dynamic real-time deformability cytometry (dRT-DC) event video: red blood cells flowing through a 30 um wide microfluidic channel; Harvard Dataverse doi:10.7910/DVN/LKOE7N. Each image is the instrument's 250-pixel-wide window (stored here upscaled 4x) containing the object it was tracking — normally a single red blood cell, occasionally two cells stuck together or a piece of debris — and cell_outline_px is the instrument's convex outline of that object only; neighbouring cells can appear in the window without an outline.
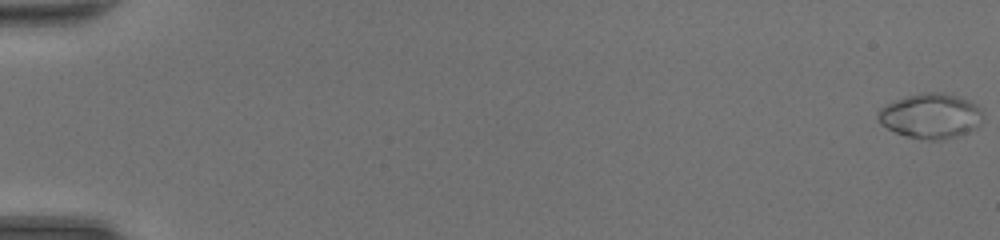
{"species": "common noctule bat (a hibernating species)", "species_latin": "Nyctalus noctula", "temperature_condition": "room temperature", "stored_images_in_passage": 49, "camera_frame_rate_fps": 3000, "um_per_image_px": 0.085, "animal": {"sex": "female", "body_mass_g": 20.0, "forearm_length_mm": 54.0}, "frame": {"image": 1, "passage_image": 1, "time_ms": 0.0, "image_size_px": [1000, 240], "cell_outline_px": [[984, 120], [980, 128], [944, 140], [928, 140], [908, 136], [896, 132], [880, 124], [876, 116], [880, 108], [884, 104], [920, 92], [944, 92], [960, 96], [976, 104], [984, 112]], "centroid_in_image_um": [79.17, 9.85], "position_along_channel_um": 5.8, "area_um2": 28.03}}
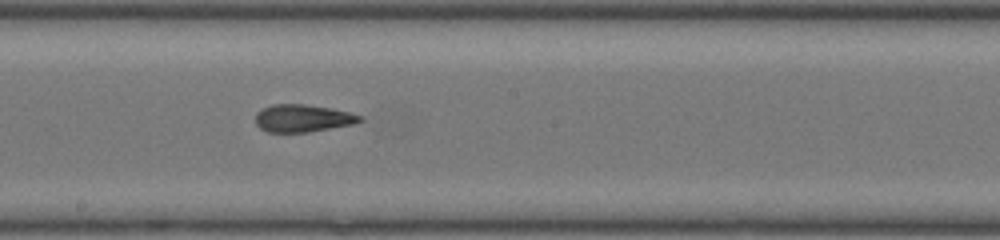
{"frame": {"image": 2, "passage_image": 29, "time_ms": 9.333, "image_size_px": [1000, 240], "cell_outline_px": [[364, 120], [352, 124], [308, 132], [268, 132], [260, 128], [256, 124], [256, 112], [260, 108], [272, 104], [304, 104], [332, 108], [364, 116]], "centroid_in_image_um": [25.72, 10.04], "position_along_channel_um": 222.5, "area_um2": 16.82}}
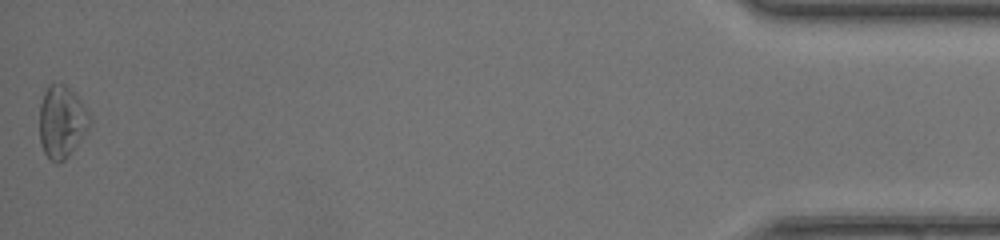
{"frame": {"image": 3, "passage_image": 49, "time_ms": 16.0, "image_size_px": [1000, 240], "cell_outline_px": [[92, 124], [68, 156], [64, 160], [56, 164], [48, 160], [40, 144], [40, 104], [44, 92], [48, 84], [52, 80], [64, 84], [76, 92], [92, 116]], "centroid_in_image_um": [5.26, 10.31], "position_along_channel_um": 429.9, "area_um2": 21.85}, "authors_computed_cell_mechanics": {"area_um2": 18.7272, "velocity_mm_per_s": 4.4229, "shape_relaxation_time_tau1_ms": 9.0836, "shape_relaxation_time_tau2_ms": 1.9758, "deformation_change_tau1": 0.2117, "deformation_change_tau2": 0.1138}}